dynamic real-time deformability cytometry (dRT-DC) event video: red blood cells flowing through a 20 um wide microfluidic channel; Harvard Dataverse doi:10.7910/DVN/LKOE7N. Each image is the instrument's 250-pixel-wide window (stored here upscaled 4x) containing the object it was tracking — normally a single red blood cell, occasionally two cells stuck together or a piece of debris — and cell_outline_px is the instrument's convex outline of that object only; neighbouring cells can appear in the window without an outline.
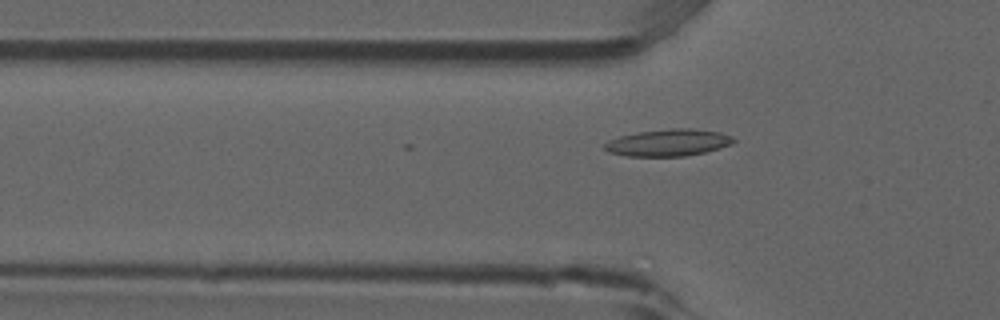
{"species": "common noctule bat (a hibernating species)", "species_latin": "Nyctalus noctula", "temperature_condition": "room temperature", "stored_images_in_passage": 26, "camera_frame_rate_fps": 3000, "um_per_image_px": 0.085, "animal": {"sex": "male", "forearm_length_mm": 52.5}, "frame": {"image": 1, "passage_image": 18, "time_ms": 5.667, "image_size_px": [1000, 320], "cell_outline_px": [[736, 140], [732, 144], [704, 152], [684, 156], [628, 156], [608, 152], [604, 148], [604, 144], [608, 140], [620, 136], [640, 132], [672, 128], [692, 128], [720, 132], [732, 136]], "centroid_in_image_um": [56.81, 12.12], "position_along_channel_um": 69.0, "area_um2": 20.11}}
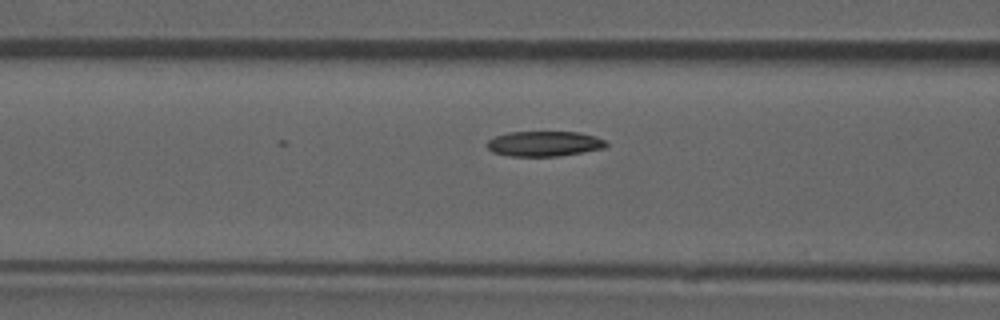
{"frame": {"image": 2, "passage_image": 22, "time_ms": 7.0, "image_size_px": [1000, 320], "cell_outline_px": [[608, 144], [604, 148], [560, 156], [512, 156], [492, 152], [488, 148], [488, 140], [496, 136], [508, 132], [580, 132], [596, 136], [604, 140]], "centroid_in_image_um": [46.28, 12.21], "position_along_channel_um": 120.3, "area_um2": 17.4}}